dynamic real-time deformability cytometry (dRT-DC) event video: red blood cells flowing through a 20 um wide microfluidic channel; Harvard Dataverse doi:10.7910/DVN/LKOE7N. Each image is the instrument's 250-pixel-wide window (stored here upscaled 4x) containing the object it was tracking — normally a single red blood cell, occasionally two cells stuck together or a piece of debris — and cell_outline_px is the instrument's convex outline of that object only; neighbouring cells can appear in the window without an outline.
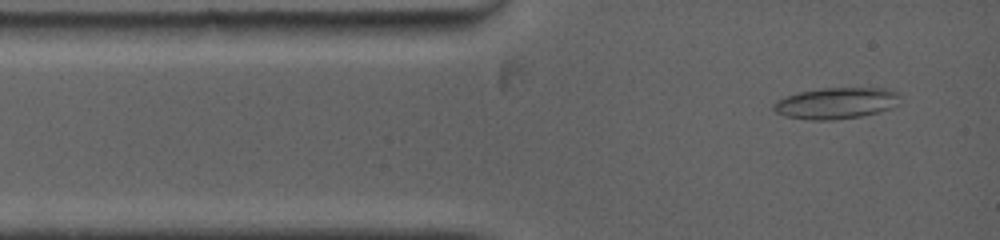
{"species": "common noctule bat (a hibernating species)", "species_latin": "Nyctalus noctula", "temperature_condition": "warm", "stored_images_in_passage": 8, "camera_frame_rate_fps": 5000, "um_per_image_px": 0.085, "animal": {"sex": "female", "body_mass_g": 19.0, "forearm_length_mm": 53.3}, "frame": {"image": 1, "passage_image": 1, "time_ms": 0.0, "image_size_px": [1000, 240], "cell_outline_px": [[900, 104], [892, 108], [880, 112], [860, 116], [832, 120], [812, 120], [784, 116], [776, 112], [772, 108], [772, 104], [776, 100], [784, 96], [800, 92], [820, 88], [888, 88], [900, 92]], "centroid_in_image_um": [71.11, 8.76], "position_along_channel_um": 13.9, "area_um2": 23.47}}
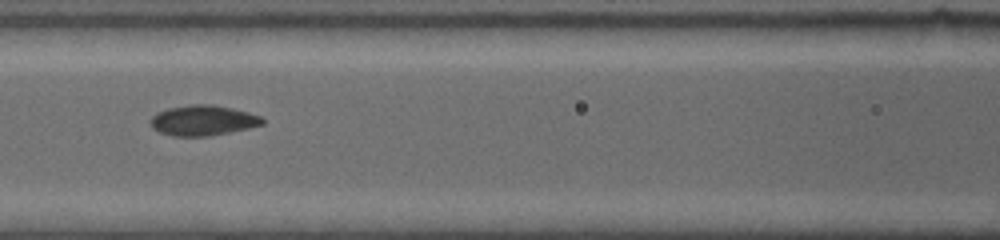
{"frame": {"image": 2, "passage_image": 7, "time_ms": 4.2, "image_size_px": [1000, 240], "cell_outline_px": [[264, 124], [248, 128], [208, 136], [172, 136], [160, 132], [152, 128], [148, 124], [148, 120], [156, 112], [168, 108], [192, 104], [212, 104], [232, 108], [248, 112], [260, 116], [264, 120]], "centroid_in_image_um": [17.2, 10.23], "position_along_channel_um": 149.4, "area_um2": 19.88}}
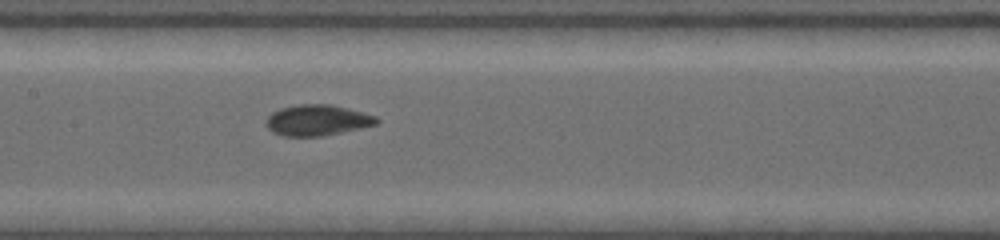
{"frame": {"image": 3, "passage_image": 8, "time_ms": 5.0, "image_size_px": [1000, 240], "cell_outline_px": [[380, 120], [376, 124], [360, 128], [324, 136], [284, 136], [272, 132], [264, 124], [268, 116], [272, 112], [280, 108], [300, 104], [332, 104], [364, 112], [376, 116]], "centroid_in_image_um": [26.96, 10.21], "position_along_channel_um": 180.4, "area_um2": 20.0}}